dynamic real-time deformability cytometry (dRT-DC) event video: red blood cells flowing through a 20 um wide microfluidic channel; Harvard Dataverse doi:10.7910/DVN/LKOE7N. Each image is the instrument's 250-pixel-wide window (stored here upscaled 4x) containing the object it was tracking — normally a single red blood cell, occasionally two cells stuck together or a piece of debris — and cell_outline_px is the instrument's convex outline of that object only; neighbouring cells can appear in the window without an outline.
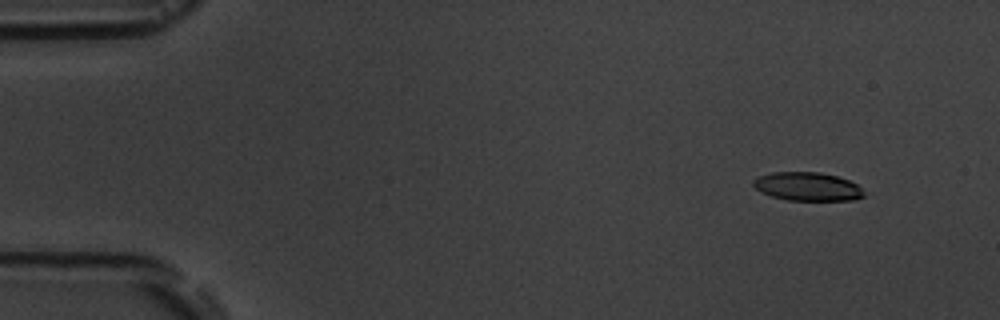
{"species": "common noctule bat (a hibernating species)", "species_latin": "Nyctalus noctula", "temperature_condition": "room temperature", "stored_images_in_passage": 7, "camera_frame_rate_fps": 3000, "um_per_image_px": 0.085, "animal": {"sex": "male", "body_mass_g": 19.5, "forearm_length_mm": 54.6}, "frame": {"image": 1, "passage_image": 2, "time_ms": 1.333, "image_size_px": [1000, 320], "cell_outline_px": [[864, 196], [852, 200], [788, 200], [772, 196], [760, 192], [752, 184], [752, 180], [760, 176], [772, 172], [820, 172], [836, 176], [848, 180], [856, 184], [864, 192]], "centroid_in_image_um": [68.61, 15.85], "position_along_channel_um": 16.4, "area_um2": 18.26}}
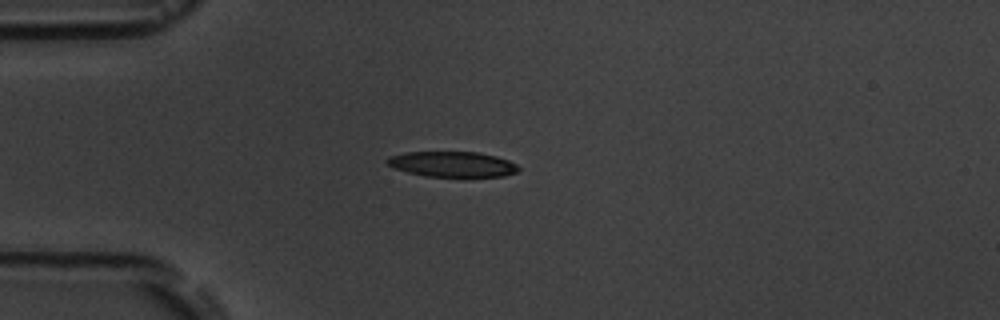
{"frame": {"image": 2, "passage_image": 5, "time_ms": 4.667, "image_size_px": [1000, 320], "cell_outline_px": [[520, 168], [516, 172], [504, 176], [424, 176], [408, 172], [396, 168], [388, 164], [384, 160], [388, 156], [404, 152], [476, 152], [496, 156], [508, 160], [516, 164]], "centroid_in_image_um": [38.43, 13.95], "position_along_channel_um": 46.6, "area_um2": 19.31}}
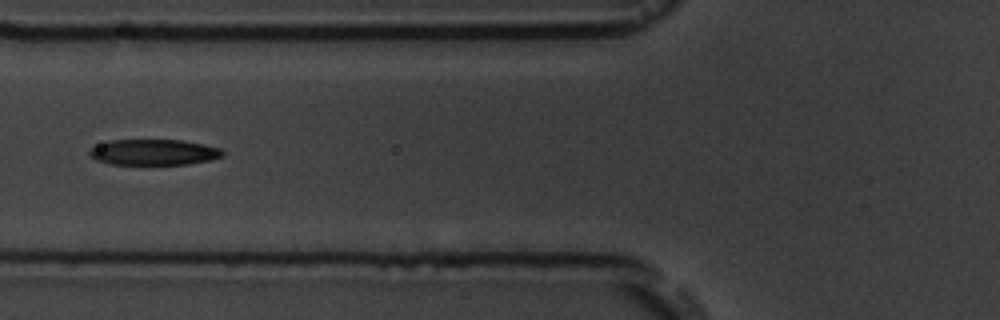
{"frame": {"image": 3, "passage_image": 7, "time_ms": 7.0, "image_size_px": [1000, 320], "cell_outline_px": [[224, 156], [212, 160], [188, 164], [112, 164], [96, 160], [88, 156], [88, 148], [108, 140], [180, 140], [204, 144], [220, 148], [224, 152]], "centroid_in_image_um": [13.04, 12.93], "position_along_channel_um": 112.8, "area_um2": 20.23}}